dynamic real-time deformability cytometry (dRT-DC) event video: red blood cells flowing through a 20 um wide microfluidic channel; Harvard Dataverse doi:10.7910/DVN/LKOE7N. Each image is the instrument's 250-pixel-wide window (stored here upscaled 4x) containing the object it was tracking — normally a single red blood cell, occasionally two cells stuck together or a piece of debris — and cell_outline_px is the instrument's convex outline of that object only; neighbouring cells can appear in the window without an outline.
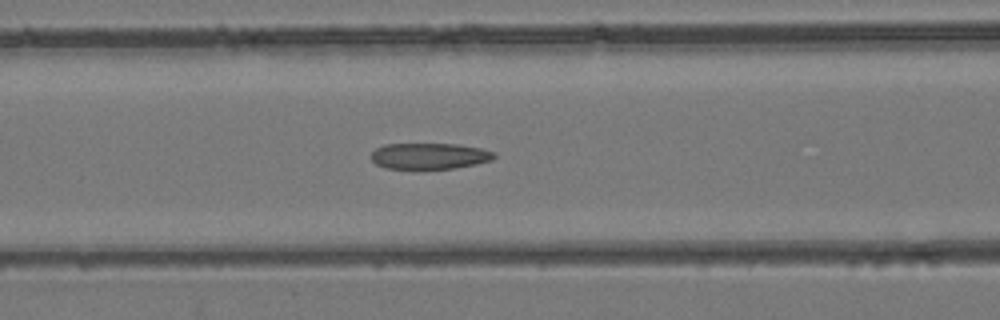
{"species": "common noctule bat (a hibernating species)", "species_latin": "Nyctalus noctula", "temperature_condition": "room temperature", "stored_images_in_passage": 45, "camera_frame_rate_fps": 3000, "um_per_image_px": 0.085, "animal": {"sex": "female", "body_mass_g": 24.6, "forearm_length_mm": 56.2}, "frame": {"image": 1, "passage_image": 19, "time_ms": 6.0, "image_size_px": [1000, 320], "cell_outline_px": [[496, 156], [492, 160], [476, 164], [452, 168], [384, 168], [376, 164], [372, 160], [372, 152], [376, 148], [384, 144], [460, 144], [480, 148], [496, 152]], "centroid_in_image_um": [36.52, 13.25], "position_along_channel_um": 130.1, "area_um2": 18.61}}
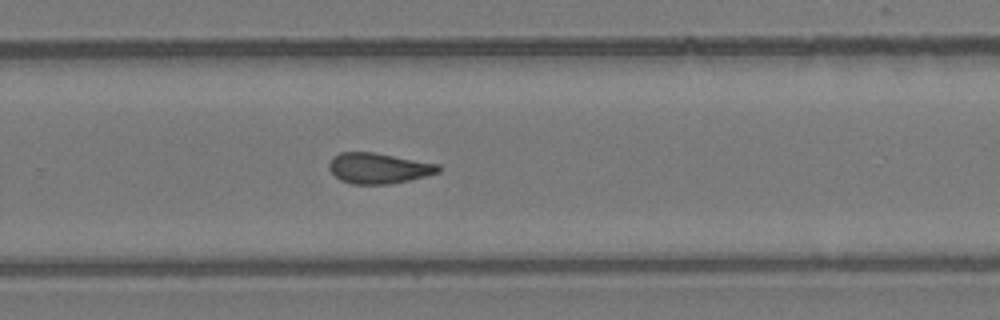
{"frame": {"image": 2, "passage_image": 30, "time_ms": 9.667, "image_size_px": [1000, 320], "cell_outline_px": [[440, 172], [408, 180], [388, 184], [352, 184], [340, 180], [328, 168], [328, 164], [332, 156], [340, 152], [372, 152], [440, 164]], "centroid_in_image_um": [32.15, 14.29], "position_along_channel_um": 297.7, "area_um2": 19.42}}
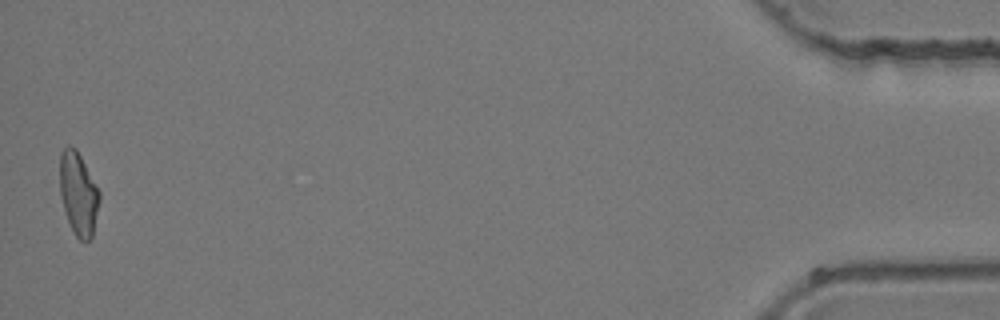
{"frame": {"image": 3, "passage_image": 45, "time_ms": 14.667, "image_size_px": [1000, 320], "cell_outline_px": [[100, 200], [92, 236], [88, 240], [80, 240], [76, 236], [68, 220], [60, 196], [60, 152], [68, 144], [76, 148], [100, 192]], "centroid_in_image_um": [6.66, 16.43], "position_along_channel_um": 428.5, "area_um2": 18.96}}